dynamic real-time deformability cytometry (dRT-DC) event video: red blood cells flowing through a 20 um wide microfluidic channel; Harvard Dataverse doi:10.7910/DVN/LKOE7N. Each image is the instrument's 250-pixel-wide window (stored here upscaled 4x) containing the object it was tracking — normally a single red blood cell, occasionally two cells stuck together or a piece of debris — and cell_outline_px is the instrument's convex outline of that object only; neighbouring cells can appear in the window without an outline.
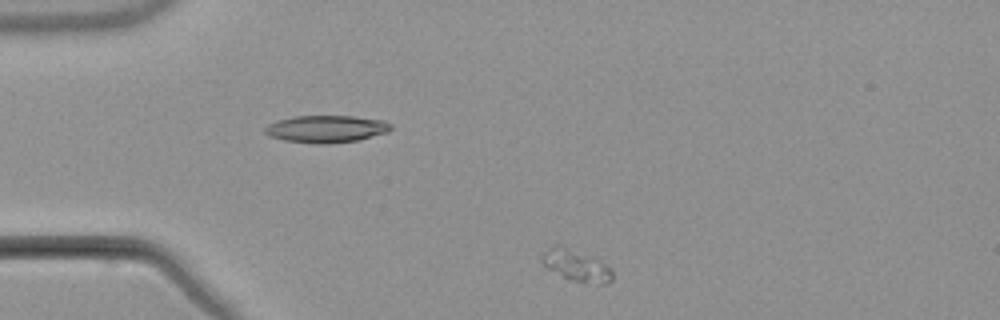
{"species": "common noctule bat (a hibernating species)", "species_latin": "Nyctalus noctula", "temperature_condition": "warm", "stored_images_in_passage": 4, "camera_frame_rate_fps": 3000, "um_per_image_px": 0.085, "animal": {"sex": "male", "body_mass_g": 21.5, "forearm_length_mm": 52.0}, "frame": {"image": 1, "passage_image": 4, "time_ms": 4.667, "image_size_px": [1000, 320], "cell_outline_px": [[612, 280], [608, 284], [600, 284], [568, 280], [548, 268], [540, 260], [544, 252], [548, 248], [556, 244], [560, 244], [588, 256], [612, 268]], "centroid_in_image_um": [48.96, 22.58], "position_along_channel_um": 36.0, "area_um2": 12.72}}